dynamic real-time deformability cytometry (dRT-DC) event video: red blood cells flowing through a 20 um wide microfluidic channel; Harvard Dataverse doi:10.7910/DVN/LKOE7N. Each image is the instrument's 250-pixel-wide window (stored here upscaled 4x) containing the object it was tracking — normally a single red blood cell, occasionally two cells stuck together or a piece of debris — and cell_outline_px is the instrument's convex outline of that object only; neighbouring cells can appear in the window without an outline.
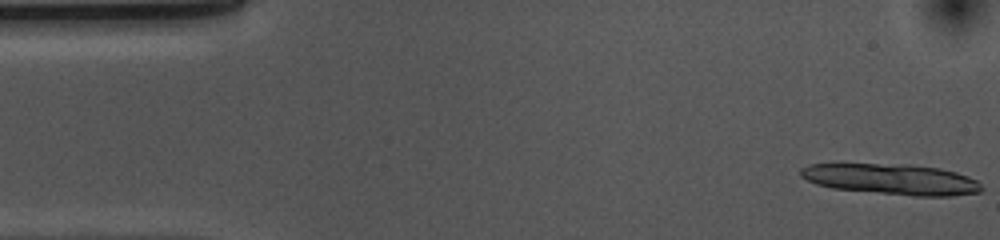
{"species": "common noctule bat (a hibernating species)", "species_latin": "Nyctalus noctula", "temperature_condition": "cold", "stored_images_in_passage": 12, "camera_frame_rate_fps": 3000, "um_per_image_px": 0.085, "animal": {"sex": "female", "body_mass_g": 10.0, "forearm_length_mm": 53.1}, "frame": {"image": 1, "passage_image": 1, "time_ms": 0.0, "image_size_px": [1000, 240], "cell_outline_px": [[984, 188], [980, 192], [952, 196], [912, 196], [832, 188], [816, 184], [800, 176], [800, 168], [808, 164], [908, 164], [940, 168], [956, 172], [968, 176], [976, 180]], "centroid_in_image_um": [75.8, 15.23], "position_along_channel_um": 9.2, "area_um2": 32.54}}